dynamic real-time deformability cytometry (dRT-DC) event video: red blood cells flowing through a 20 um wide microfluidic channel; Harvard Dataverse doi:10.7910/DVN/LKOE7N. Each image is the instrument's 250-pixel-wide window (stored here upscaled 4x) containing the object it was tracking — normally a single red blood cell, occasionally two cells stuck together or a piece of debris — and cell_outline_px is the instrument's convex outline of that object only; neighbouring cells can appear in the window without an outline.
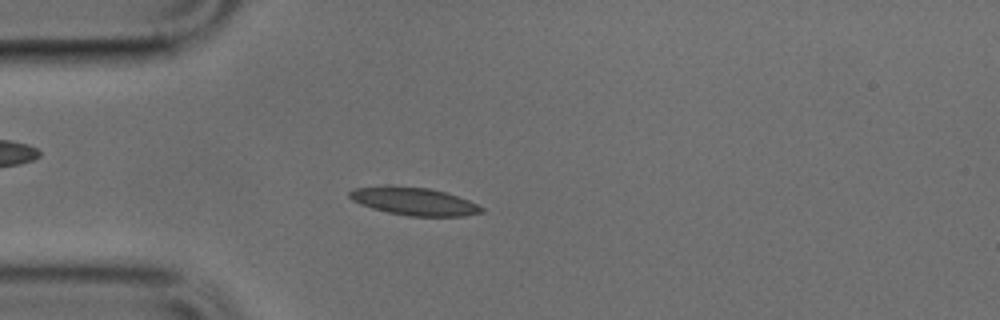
{"species": "common noctule bat (a hibernating species)", "species_latin": "Nyctalus noctula", "temperature_condition": "cold", "stored_images_in_passage": 45, "camera_frame_rate_fps": 3000, "um_per_image_px": 0.085, "animal": {"sex": "male", "body_mass_g": 17.9, "forearm_length_mm": 54.2}, "frame": {"image": 1, "passage_image": 8, "time_ms": 2.333, "image_size_px": [1000, 320], "cell_outline_px": [[484, 212], [464, 216], [408, 216], [388, 212], [372, 208], [360, 204], [352, 200], [348, 196], [348, 192], [352, 188], [388, 184], [428, 188], [444, 192], [468, 200], [484, 208]], "centroid_in_image_um": [35.12, 17.09], "position_along_channel_um": 49.9, "area_um2": 21.62}}
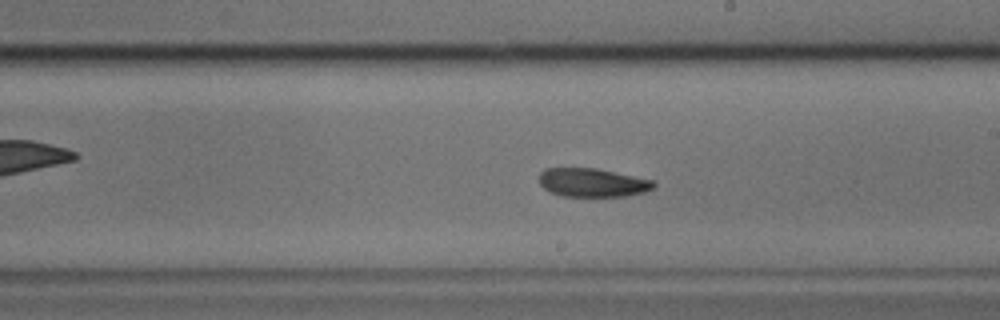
{"frame": {"image": 2, "passage_image": 23, "time_ms": 7.333, "image_size_px": [1000, 320], "cell_outline_px": [[656, 184], [652, 188], [644, 192], [628, 196], [564, 196], [552, 192], [544, 188], [540, 184], [540, 172], [544, 168], [596, 168], [652, 180]], "centroid_in_image_um": [50.35, 15.51], "position_along_channel_um": 238.7, "area_um2": 18.9}}
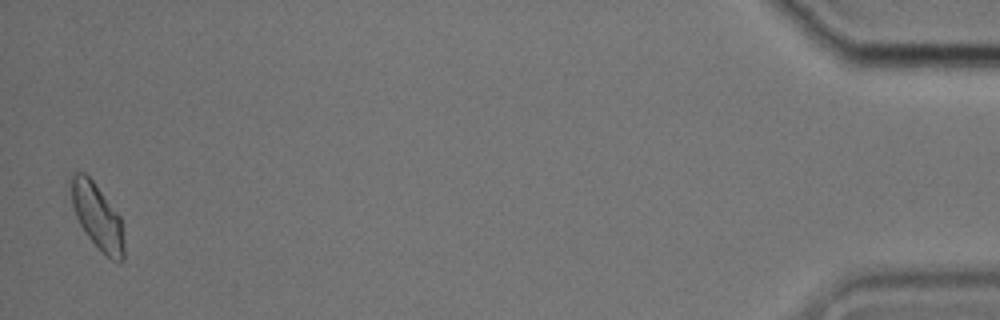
{"frame": {"image": 3, "passage_image": 44, "time_ms": 14.333, "image_size_px": [1000, 320], "cell_outline_px": [[124, 260], [120, 264], [112, 260], [84, 232], [76, 216], [72, 204], [72, 172], [84, 172], [92, 180], [120, 216], [124, 240]], "centroid_in_image_um": [8.3, 18.43], "position_along_channel_um": 426.9, "area_um2": 19.77}}